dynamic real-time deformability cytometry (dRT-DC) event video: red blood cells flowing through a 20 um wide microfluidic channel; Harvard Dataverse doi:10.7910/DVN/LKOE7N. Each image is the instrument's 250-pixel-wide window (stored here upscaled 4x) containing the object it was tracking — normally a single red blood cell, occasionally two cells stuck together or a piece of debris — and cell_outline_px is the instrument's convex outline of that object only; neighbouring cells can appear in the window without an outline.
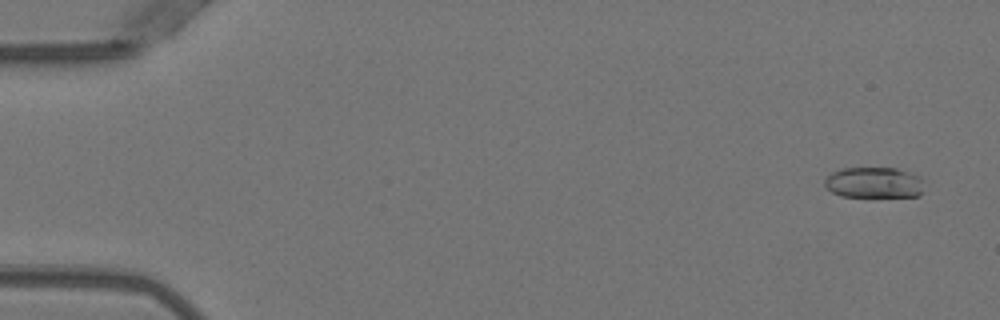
{"species": "Egyptian fruit bat (a non-hibernating species)", "species_latin": "Rousettus aegyptiacus", "temperature_condition": "warm", "stored_images_in_passage": 20, "camera_frame_rate_fps": 3000, "um_per_image_px": 0.085, "animal": {"sex": "female"}, "frame": {"image": 1, "passage_image": 3, "time_ms": 0.667, "image_size_px": [1000, 320], "cell_outline_px": [[924, 180], [920, 196], [840, 196], [832, 192], [824, 184], [824, 180], [832, 172], [840, 168], [896, 168], [920, 176]], "centroid_in_image_um": [74.29, 15.51], "position_along_channel_um": 10.7, "area_um2": 17.86}}
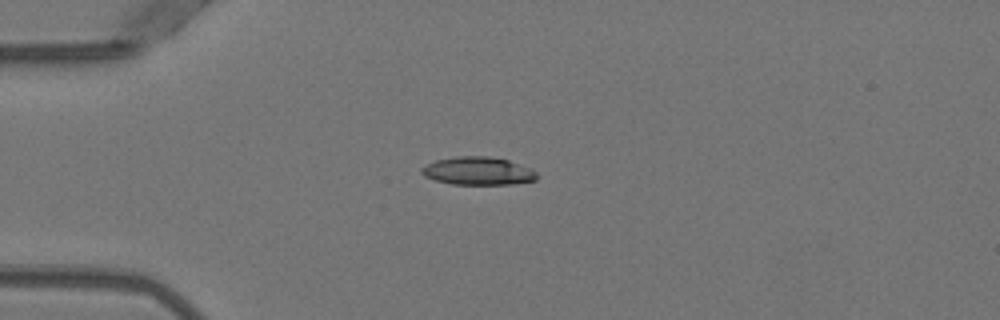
{"frame": {"image": 2, "passage_image": 14, "time_ms": 4.333, "image_size_px": [1000, 320], "cell_outline_px": [[536, 180], [512, 184], [452, 184], [436, 180], [424, 176], [420, 172], [420, 168], [436, 160], [456, 156], [488, 156], [508, 160], [532, 168], [536, 172]], "centroid_in_image_um": [40.63, 14.53], "position_along_channel_um": 44.4, "area_um2": 18.79}}
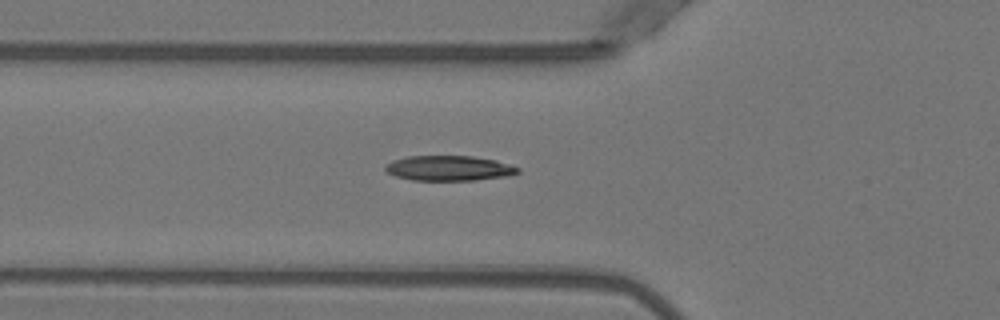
{"frame": {"image": 3, "passage_image": 19, "time_ms": 6.0, "image_size_px": [1000, 320], "cell_outline_px": [[520, 172], [508, 176], [472, 180], [412, 180], [396, 176], [388, 172], [384, 168], [392, 160], [408, 156], [472, 156], [496, 160], [520, 168]], "centroid_in_image_um": [38.18, 14.29], "position_along_channel_um": 87.6, "area_um2": 19.25}}